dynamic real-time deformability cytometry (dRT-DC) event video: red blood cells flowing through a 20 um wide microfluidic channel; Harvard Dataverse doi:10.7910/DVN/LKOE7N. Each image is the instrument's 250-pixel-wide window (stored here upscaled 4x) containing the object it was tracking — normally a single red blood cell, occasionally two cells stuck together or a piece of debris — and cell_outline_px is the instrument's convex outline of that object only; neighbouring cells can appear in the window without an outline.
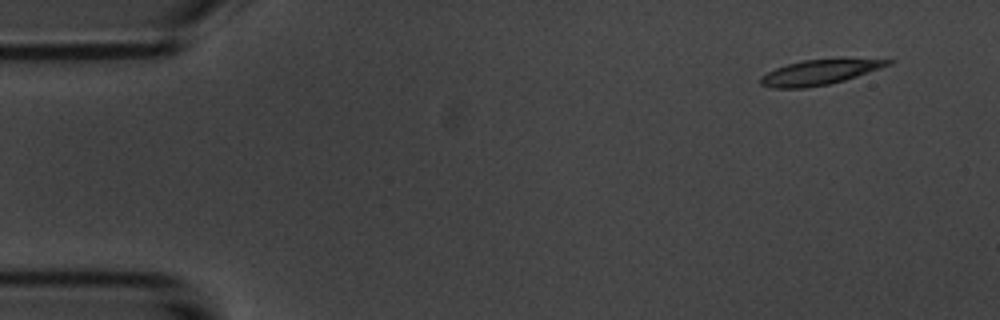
{"species": "common noctule bat (a hibernating species)", "species_latin": "Nyctalus noctula", "temperature_condition": "room temperature", "stored_images_in_passage": 3, "camera_frame_rate_fps": 3000, "um_per_image_px": 0.085, "animal": {"sex": "male", "body_mass_g": 20.1, "forearm_length_mm": 53.5}, "frame": {"image": 1, "passage_image": 1, "time_ms": 0.0, "image_size_px": [1000, 320], "cell_outline_px": [[896, 60], [892, 64], [844, 80], [828, 84], [804, 88], [772, 88], [760, 84], [760, 76], [776, 68], [788, 64], [804, 60]], "centroid_in_image_um": [69.57, 6.17], "position_along_channel_um": 15.4, "area_um2": 17.86}}